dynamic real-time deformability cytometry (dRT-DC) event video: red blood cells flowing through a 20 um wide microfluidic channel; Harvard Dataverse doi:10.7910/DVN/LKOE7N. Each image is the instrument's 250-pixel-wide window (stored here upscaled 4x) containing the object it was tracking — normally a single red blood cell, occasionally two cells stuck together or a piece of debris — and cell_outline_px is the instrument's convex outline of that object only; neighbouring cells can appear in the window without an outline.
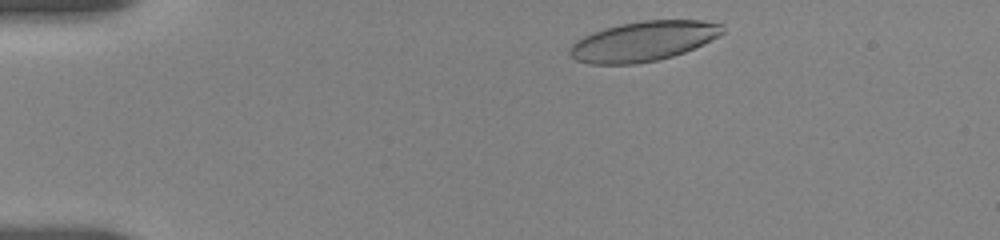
{"species": "human", "species_latin": "Homo sapiens", "temperature_condition": "room temperature", "stored_images_in_passage": 83, "camera_frame_rate_fps": 3000, "um_per_image_px": 0.085, "donor": {"sex": "female"}, "frame": {"image": 1, "passage_image": 4, "time_ms": 0.333, "image_size_px": [1000, 240], "cell_outline_px": [[724, 32], [720, 36], [684, 52], [672, 56], [656, 60], [636, 64], [588, 64], [576, 60], [568, 52], [568, 48], [576, 40], [592, 32], [604, 28], [620, 24], [644, 20], [704, 20], [724, 24]], "centroid_in_image_um": [54.68, 3.5], "position_along_channel_um": 30.3, "area_um2": 35.6}}
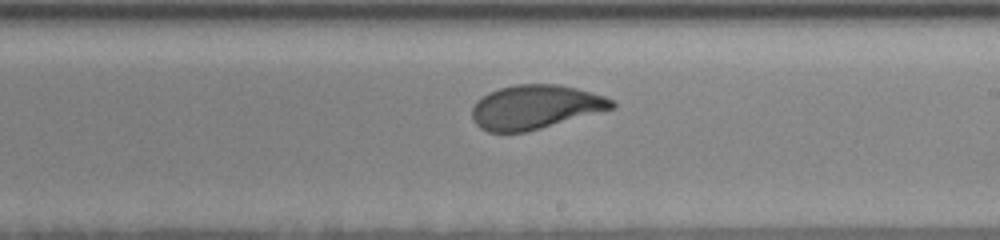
{"frame": {"image": 2, "passage_image": 47, "time_ms": 8.0, "image_size_px": [1000, 240], "cell_outline_px": [[616, 104], [612, 108], [528, 132], [488, 132], [480, 128], [472, 120], [472, 108], [476, 100], [488, 92], [500, 88], [516, 84], [560, 84], [576, 88], [604, 96], [612, 100]], "centroid_in_image_um": [45.44, 9.1], "position_along_channel_um": 243.6, "area_um2": 35.78}}
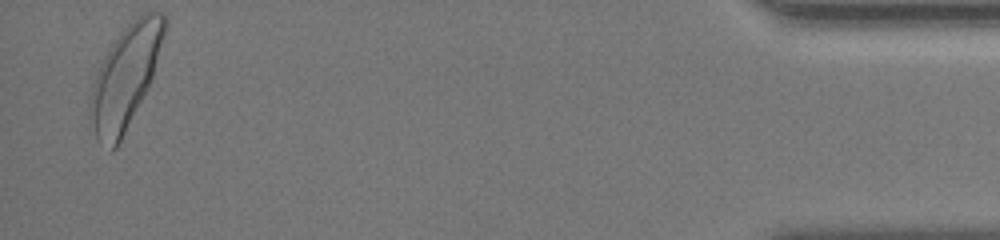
{"frame": {"image": 3, "passage_image": 82, "time_ms": 15.0, "image_size_px": [1000, 240], "cell_outline_px": [[168, 28], [152, 80], [116, 148], [112, 148], [96, 136], [92, 96], [92, 84], [96, 72], [104, 56], [120, 32], [136, 16], [144, 12], [164, 12], [168, 16]], "centroid_in_image_um": [10.78, 6.35], "position_along_channel_um": 424.4, "area_um2": 43.18}, "authors_computed_cell_mechanics": {"area_um2": 36.703, "velocity_mm_per_s": 3.6505, "shape_relaxation_time_tau1_ms": 4.0537, "shape_relaxation_time_tau2_ms": 0.8386, "deformation_change_tau1": 0.162, "deformation_change_tau2": 0.0675}}